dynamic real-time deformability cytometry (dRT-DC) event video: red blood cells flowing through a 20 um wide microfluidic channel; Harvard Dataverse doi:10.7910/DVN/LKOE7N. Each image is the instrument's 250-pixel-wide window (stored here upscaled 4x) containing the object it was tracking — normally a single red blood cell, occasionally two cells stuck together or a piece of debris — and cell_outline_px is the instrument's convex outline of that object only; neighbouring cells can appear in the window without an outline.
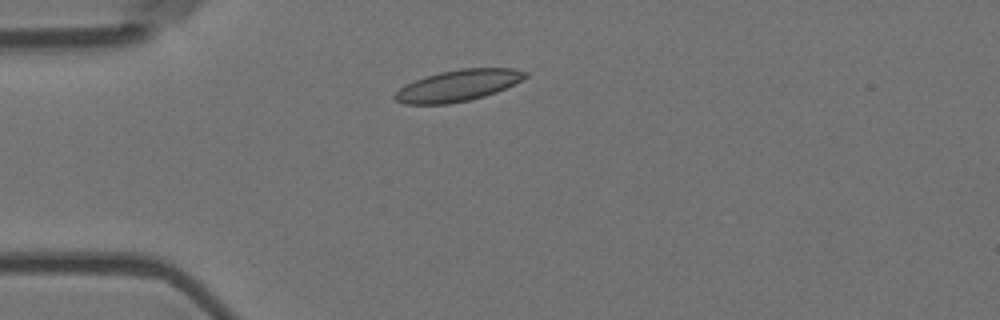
{"species": "Egyptian fruit bat (a non-hibernating species)", "species_latin": "Rousettus aegyptiacus", "temperature_condition": "room temperature", "stored_images_in_passage": 38, "camera_frame_rate_fps": 3000, "um_per_image_px": 0.085, "animal": {"sex": "female"}, "frame": {"image": 1, "passage_image": 1, "time_ms": 0.0, "image_size_px": [1000, 320], "cell_outline_px": [[528, 76], [496, 92], [484, 96], [468, 100], [448, 104], [404, 104], [396, 100], [392, 96], [404, 84], [424, 76], [440, 72], [460, 68], [516, 68], [528, 72]], "centroid_in_image_um": [38.9, 7.26], "position_along_channel_um": 46.1, "area_um2": 23.81}}
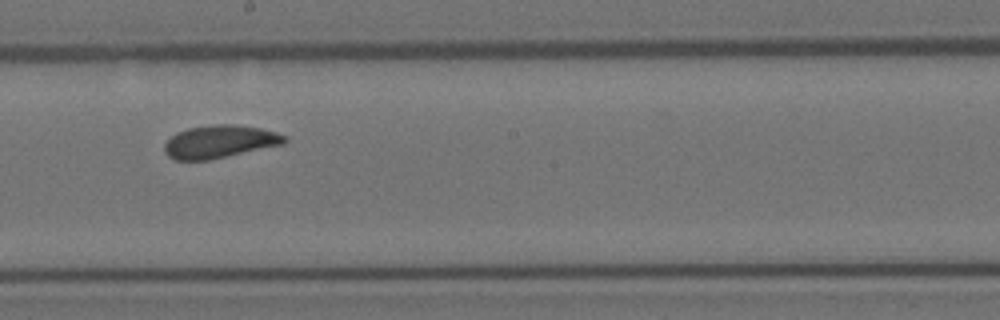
{"frame": {"image": 2, "passage_image": 18, "time_ms": 5.667, "image_size_px": [1000, 320], "cell_outline_px": [[288, 140], [284, 144], [208, 160], [176, 160], [168, 156], [164, 152], [164, 144], [176, 132], [188, 128], [212, 124], [232, 124], [260, 128], [276, 132], [288, 136]], "centroid_in_image_um": [18.68, 12.03], "position_along_channel_um": 229.5, "area_um2": 23.0}}
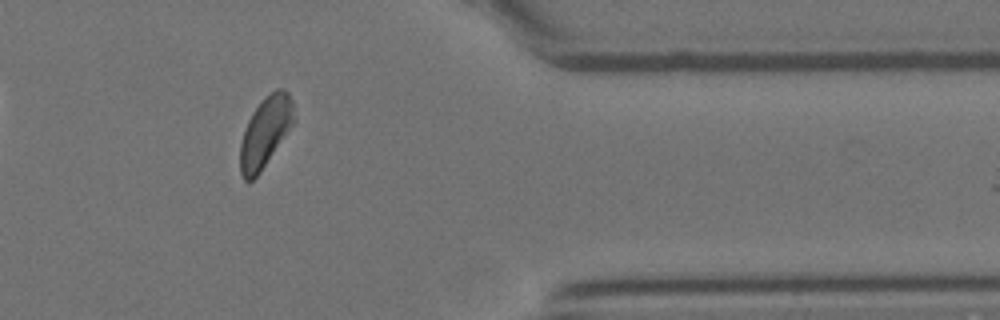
{"frame": {"image": 3, "passage_image": 33, "time_ms": 10.667, "image_size_px": [1000, 320], "cell_outline_px": [[296, 120], [260, 172], [252, 180], [244, 180], [240, 172], [240, 144], [248, 120], [252, 112], [276, 88], [280, 88], [288, 92], [292, 100]], "centroid_in_image_um": [22.57, 11.23], "position_along_channel_um": 388.8, "area_um2": 21.62}, "authors_computed_cell_mechanics": {"area_um2": 22.831, "velocity_mm_per_s": 3.5624, "shape_relaxation_time_tau1_ms": 4.9984, "shape_relaxation_time_tau2_ms": 2.2937, "deformation_change_tau1": 0.0987, "deformation_change_tau2": 0.0849}}